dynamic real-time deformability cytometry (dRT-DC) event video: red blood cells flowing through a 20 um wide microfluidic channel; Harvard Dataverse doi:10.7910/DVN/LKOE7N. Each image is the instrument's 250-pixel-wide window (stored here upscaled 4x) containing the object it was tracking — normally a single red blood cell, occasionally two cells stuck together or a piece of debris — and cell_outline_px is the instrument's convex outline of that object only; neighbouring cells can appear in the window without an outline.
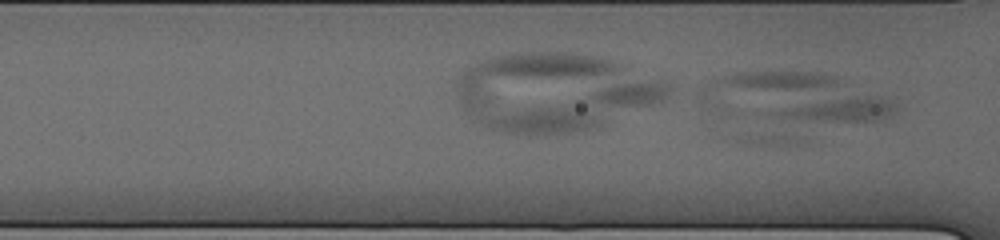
{"species": "human", "species_latin": "Homo sapiens", "temperature_condition": "cold", "stored_images_in_passage": 32, "camera_frame_rate_fps": 3000, "um_per_image_px": 0.085, "donor": {"sex": "male"}, "frame": {"image": 1, "passage_image": 7, "time_ms": 3.0, "image_size_px": [1000, 240], "cell_outline_px": [[896, 112], [892, 116], [880, 120], [784, 120], [720, 116], [704, 108], [696, 100], [696, 92], [708, 80], [736, 72], [808, 72], [836, 76], [880, 96], [896, 104]], "centroid_in_image_um": [67.29, 8.29], "position_along_channel_um": 99.3, "area_um2": 56.12}}